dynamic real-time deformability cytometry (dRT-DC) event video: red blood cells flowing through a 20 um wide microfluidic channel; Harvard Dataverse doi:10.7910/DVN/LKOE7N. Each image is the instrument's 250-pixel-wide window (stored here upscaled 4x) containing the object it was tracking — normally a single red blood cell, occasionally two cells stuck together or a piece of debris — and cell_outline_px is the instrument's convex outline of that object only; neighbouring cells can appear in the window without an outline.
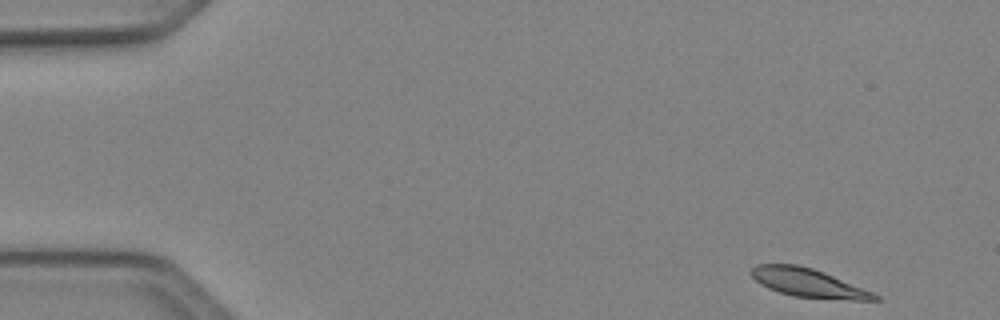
{"species": "Egyptian fruit bat (a non-hibernating species)", "species_latin": "Rousettus aegyptiacus", "temperature_condition": "cold", "stored_images_in_passage": 47, "camera_frame_rate_fps": 3000, "um_per_image_px": 0.085, "animal": {"sex": "female"}, "frame": {"image": 1, "passage_image": 1, "time_ms": 0.0, "image_size_px": [1000, 320], "cell_outline_px": [[880, 300], [852, 300], [792, 296], [768, 288], [760, 284], [748, 272], [756, 264], [796, 264], [812, 268], [824, 272], [872, 292], [880, 296]], "centroid_in_image_um": [68.67, 24.04], "position_along_channel_um": 16.3, "area_um2": 20.4}}
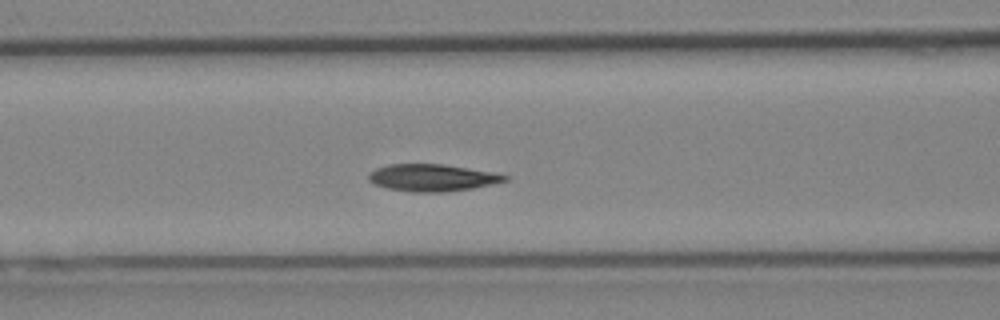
{"frame": {"image": 2, "passage_image": 18, "time_ms": 5.667, "image_size_px": [1000, 320], "cell_outline_px": [[512, 176], [508, 180], [472, 188], [444, 192], [412, 192], [384, 188], [372, 184], [368, 180], [368, 172], [376, 168], [388, 164], [444, 164], [496, 172]], "centroid_in_image_um": [36.72, 15.1], "position_along_channel_um": 129.9, "area_um2": 21.85}}
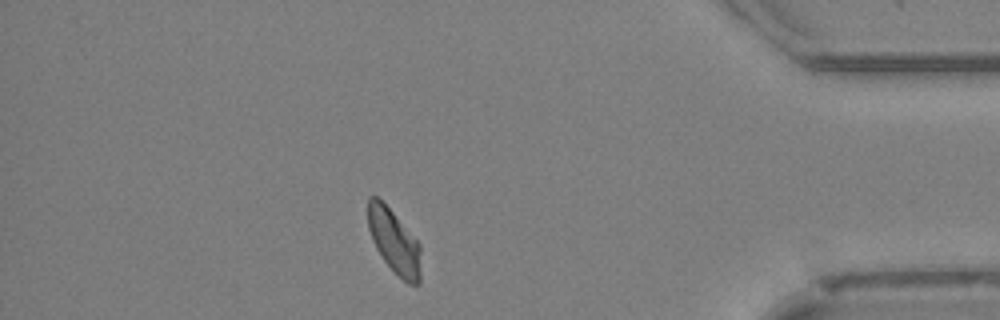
{"frame": {"image": 3, "passage_image": 41, "time_ms": 13.333, "image_size_px": [1000, 320], "cell_outline_px": [[420, 284], [408, 284], [384, 260], [376, 248], [372, 240], [368, 228], [368, 196], [376, 196], [392, 212], [420, 244]], "centroid_in_image_um": [33.49, 20.53], "position_along_channel_um": 401.7, "area_um2": 19.25}, "authors_computed_cell_mechanics": {"area_um2": 20.9236, "velocity_mm_per_s": 4.0345, "shape_relaxation_time_tau1_ms": 4.4444, "shape_relaxation_time_tau2_ms": 4.063, "deformation_change_tau1": 0.1238, "deformation_change_tau2": 0.0786}}